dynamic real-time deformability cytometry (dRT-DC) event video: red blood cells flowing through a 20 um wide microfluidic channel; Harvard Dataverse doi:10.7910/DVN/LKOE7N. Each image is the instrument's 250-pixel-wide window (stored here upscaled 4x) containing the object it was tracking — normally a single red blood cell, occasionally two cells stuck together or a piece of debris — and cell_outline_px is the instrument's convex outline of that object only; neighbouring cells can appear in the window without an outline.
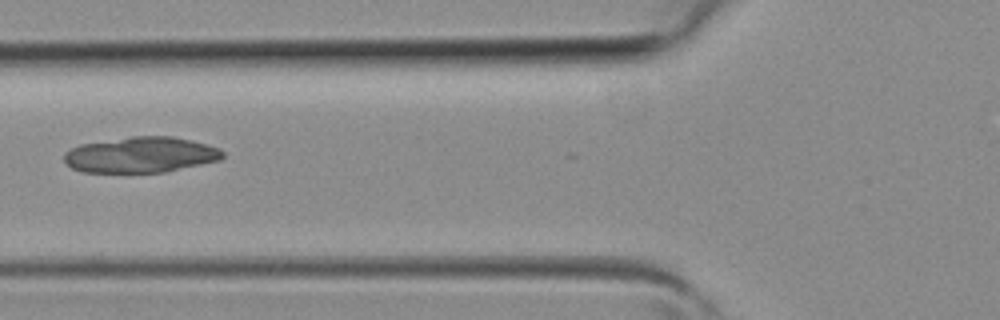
{"species": "common noctule bat (a hibernating species)", "species_latin": "Nyctalus noctula", "temperature_condition": "room temperature", "stored_images_in_passage": 3, "camera_frame_rate_fps": 3000, "um_per_image_px": 0.085, "animal": {"sex": "female", "body_mass_g": 19.3, "forearm_length_mm": 54.1}, "frame": {"image": 1, "passage_image": 3, "time_ms": 0.667, "image_size_px": [1000, 320], "cell_outline_px": [[224, 156], [220, 160], [164, 172], [80, 172], [64, 164], [64, 152], [80, 144], [132, 136], [172, 136], [208, 144], [220, 148], [224, 152]], "centroid_in_image_um": [11.95, 13.16], "position_along_channel_um": 113.8, "area_um2": 33.12}}